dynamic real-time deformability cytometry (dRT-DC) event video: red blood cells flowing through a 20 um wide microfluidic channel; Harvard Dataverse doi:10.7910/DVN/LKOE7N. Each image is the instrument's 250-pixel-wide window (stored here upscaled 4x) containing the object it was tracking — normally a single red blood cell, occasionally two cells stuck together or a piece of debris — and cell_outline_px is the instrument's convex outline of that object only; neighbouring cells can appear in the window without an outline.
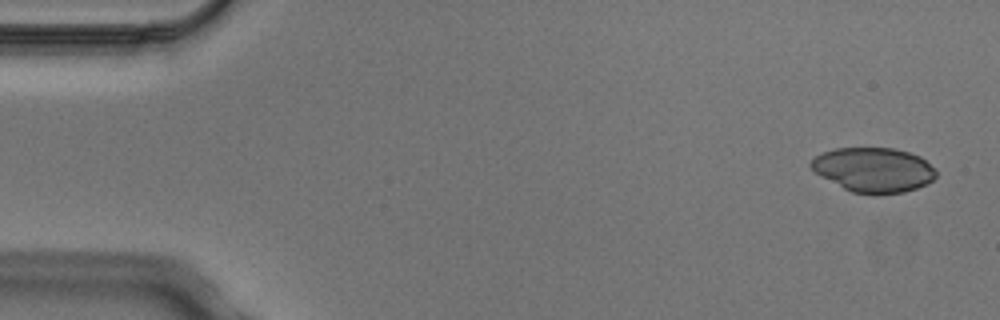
{"species": "Egyptian fruit bat (a non-hibernating species)", "species_latin": "Rousettus aegyptiacus", "temperature_condition": "cold", "stored_images_in_passage": 4, "camera_frame_rate_fps": 3000, "um_per_image_px": 0.085, "animal": {"sex": "male"}, "frame": {"image": 1, "passage_image": 1, "time_ms": 0.0, "image_size_px": [1000, 320], "cell_outline_px": [[936, 176], [932, 180], [916, 188], [904, 192], [852, 192], [844, 188], [816, 172], [808, 164], [816, 156], [824, 152], [836, 148], [892, 148], [908, 152], [920, 156], [936, 168]], "centroid_in_image_um": [74.28, 14.4], "position_along_channel_um": 10.7, "area_um2": 31.67}}